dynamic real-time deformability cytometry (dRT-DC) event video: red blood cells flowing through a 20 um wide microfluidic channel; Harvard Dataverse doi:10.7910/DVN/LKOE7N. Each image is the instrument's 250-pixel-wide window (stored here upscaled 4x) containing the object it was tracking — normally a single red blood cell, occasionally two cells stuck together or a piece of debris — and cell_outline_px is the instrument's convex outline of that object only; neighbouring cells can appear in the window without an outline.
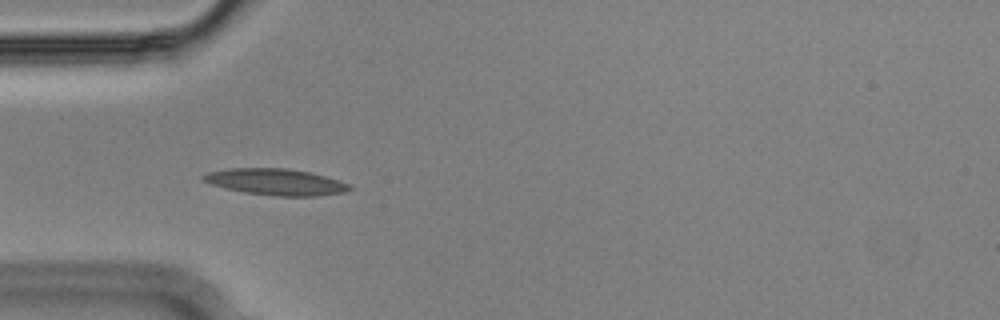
{"species": "Egyptian fruit bat (a non-hibernating species)", "species_latin": "Rousettus aegyptiacus", "temperature_condition": "cold", "stored_images_in_passage": 55, "camera_frame_rate_fps": 3000, "um_per_image_px": 0.085, "animal": {"sex": "male"}, "frame": {"image": 1, "passage_image": 16, "time_ms": 5.0, "image_size_px": [1000, 320], "cell_outline_px": [[352, 188], [344, 192], [320, 196], [272, 196], [244, 192], [224, 188], [200, 180], [200, 176], [208, 172], [232, 168], [288, 168], [312, 172], [340, 180], [348, 184]], "centroid_in_image_um": [23.44, 15.46], "position_along_channel_um": 61.6, "area_um2": 22.72}}
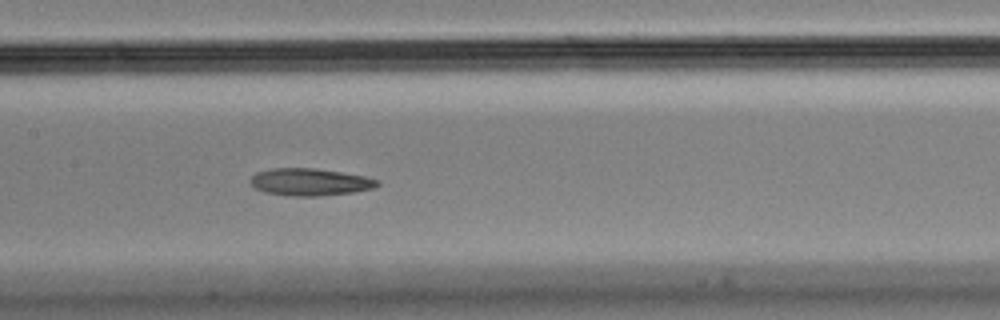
{"frame": {"image": 2, "passage_image": 26, "time_ms": 8.333, "image_size_px": [1000, 320], "cell_outline_px": [[380, 184], [372, 188], [352, 192], [324, 196], [288, 196], [264, 192], [256, 188], [248, 180], [256, 172], [272, 168], [316, 168], [364, 176], [380, 180]], "centroid_in_image_um": [26.32, 15.47], "position_along_channel_um": 181.1, "area_um2": 20.23}}
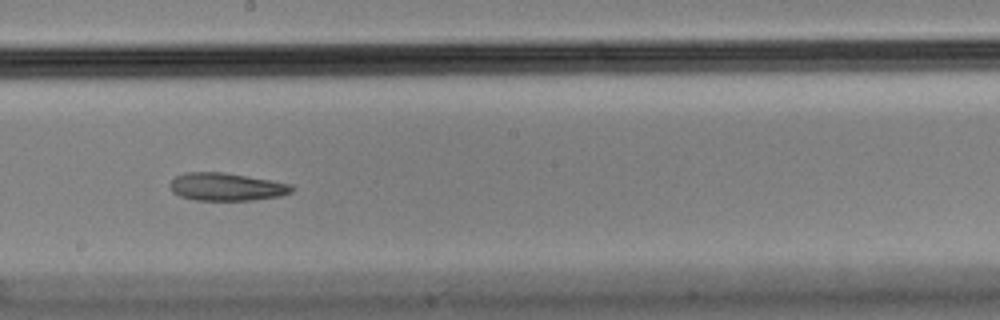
{"frame": {"image": 3, "passage_image": 30, "time_ms": 9.667, "image_size_px": [1000, 320], "cell_outline_px": [[296, 188], [292, 192], [280, 196], [252, 200], [192, 200], [180, 196], [172, 192], [172, 180], [176, 176], [184, 172], [224, 172], [272, 180], [292, 184]], "centroid_in_image_um": [19.29, 15.88], "position_along_channel_um": 228.9, "area_um2": 19.83}, "authors_computed_cell_mechanics": {"area_um2": 20.6924, "velocity_mm_per_s": 3.6083, "shape_relaxation_time_tau1_ms": null, "shape_relaxation_time_tau2_ms": 7.7326, "deformation_change_tau1": null, "deformation_change_tau2": 0.1553}}